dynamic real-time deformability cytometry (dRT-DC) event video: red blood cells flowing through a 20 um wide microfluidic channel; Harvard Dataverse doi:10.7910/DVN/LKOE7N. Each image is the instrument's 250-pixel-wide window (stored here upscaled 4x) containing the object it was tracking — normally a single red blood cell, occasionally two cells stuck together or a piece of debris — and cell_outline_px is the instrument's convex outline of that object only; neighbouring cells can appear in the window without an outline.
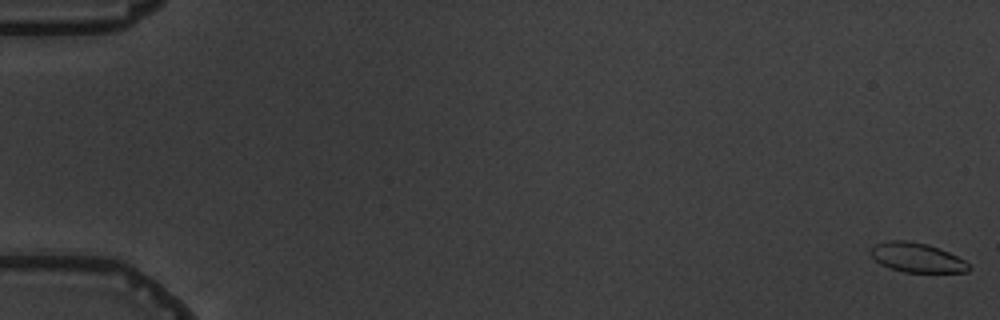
{"species": "common noctule bat (a hibernating species)", "species_latin": "Nyctalus noctula", "temperature_condition": "warm", "stored_images_in_passage": 5, "camera_frame_rate_fps": 3000, "um_per_image_px": 0.085, "animal": {"sex": "male", "body_mass_g": 19.5, "forearm_length_mm": 54.6}, "frame": {"image": 1, "passage_image": 1, "time_ms": 0.0, "image_size_px": [1000, 320], "cell_outline_px": [[972, 268], [968, 272], [904, 272], [880, 264], [868, 252], [876, 244], [888, 240], [908, 240], [928, 244], [948, 252], [964, 260]], "centroid_in_image_um": [77.94, 21.89], "position_along_channel_um": 7.1, "area_um2": 16.76}}